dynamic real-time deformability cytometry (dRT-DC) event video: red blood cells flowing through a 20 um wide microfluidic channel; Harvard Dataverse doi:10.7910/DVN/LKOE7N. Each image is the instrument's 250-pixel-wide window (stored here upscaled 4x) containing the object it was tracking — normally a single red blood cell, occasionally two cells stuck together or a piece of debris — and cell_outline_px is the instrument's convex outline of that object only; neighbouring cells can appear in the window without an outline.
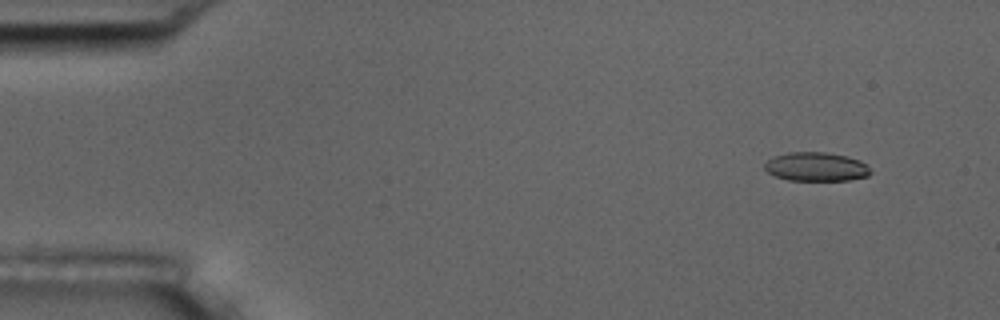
{"species": "common noctule bat (a hibernating species)", "species_latin": "Nyctalus noctula", "temperature_condition": "room temperature", "stored_images_in_passage": 7, "camera_frame_rate_fps": 3000, "um_per_image_px": 0.085, "animal": {"sex": "male", "body_mass_g": 17.5, "forearm_length_mm": 52.3}, "frame": {"image": 1, "passage_image": 1, "time_ms": 0.0, "image_size_px": [1000, 320], "cell_outline_px": [[872, 172], [868, 176], [848, 180], [788, 180], [776, 176], [768, 172], [764, 168], [764, 164], [772, 156], [788, 152], [828, 152], [848, 156], [860, 160], [868, 164]], "centroid_in_image_um": [69.4, 14.16], "position_along_channel_um": 15.6, "area_um2": 18.03}}
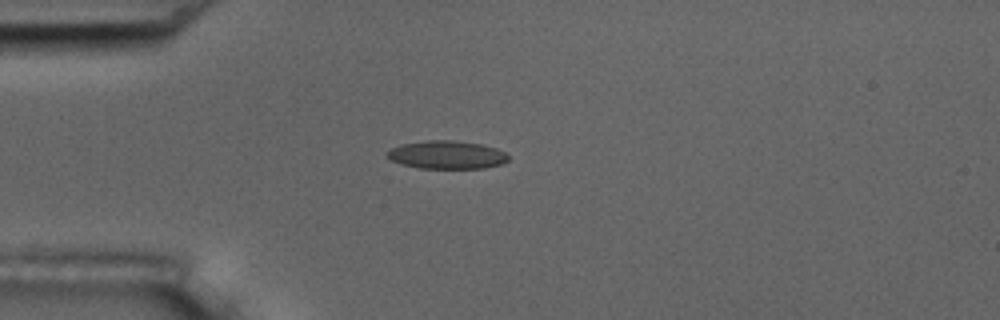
{"frame": {"image": 2, "passage_image": 4, "time_ms": 3.333, "image_size_px": [1000, 320], "cell_outline_px": [[508, 160], [500, 164], [484, 168], [420, 168], [404, 164], [392, 160], [384, 152], [400, 144], [428, 140], [452, 140], [480, 144], [496, 148], [504, 152], [508, 156]], "centroid_in_image_um": [37.97, 13.15], "position_along_channel_um": 47.0, "area_um2": 19.65}}